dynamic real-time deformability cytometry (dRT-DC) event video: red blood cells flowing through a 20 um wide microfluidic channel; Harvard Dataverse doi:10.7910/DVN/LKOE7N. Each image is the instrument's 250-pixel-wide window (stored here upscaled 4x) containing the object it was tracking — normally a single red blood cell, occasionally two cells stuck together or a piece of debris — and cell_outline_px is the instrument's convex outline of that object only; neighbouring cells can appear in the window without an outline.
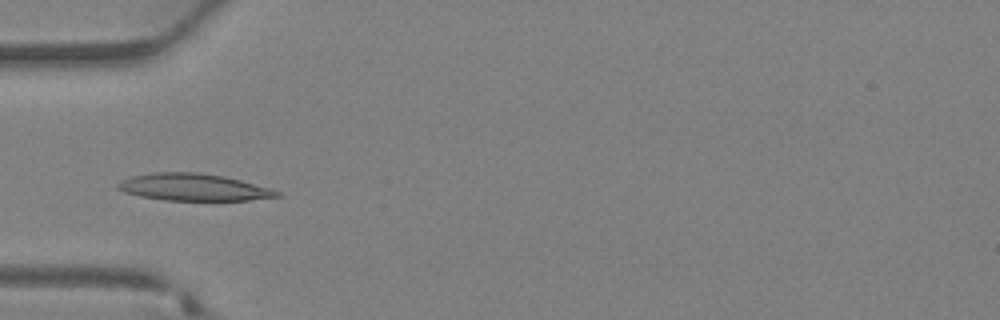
{"species": "Egyptian fruit bat (a non-hibernating species)", "species_latin": "Rousettus aegyptiacus", "temperature_condition": "warm", "stored_images_in_passage": 36, "camera_frame_rate_fps": 3000, "um_per_image_px": 0.085, "animal": {"sex": "female"}, "frame": {"image": 1, "passage_image": 11, "time_ms": 3.333, "image_size_px": [1000, 320], "cell_outline_px": [[280, 196], [248, 200], [164, 200], [140, 196], [124, 192], [116, 188], [116, 184], [132, 176], [156, 172], [200, 172], [224, 176], [272, 188], [280, 192]], "centroid_in_image_um": [16.45, 15.91], "position_along_channel_um": 68.6, "area_um2": 24.97}}
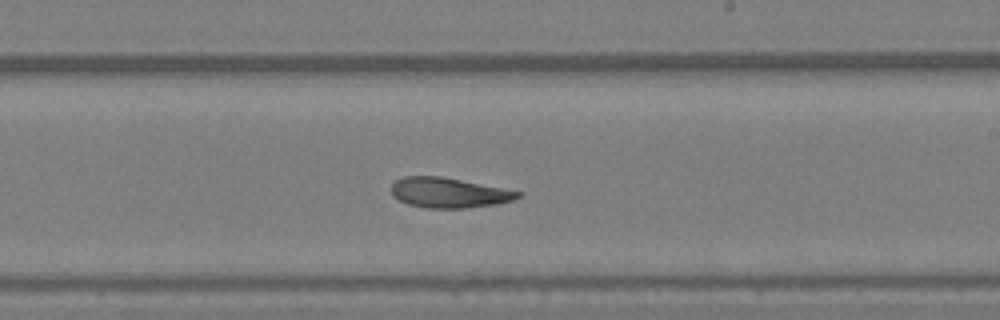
{"frame": {"image": 2, "passage_image": 21, "time_ms": 6.667, "image_size_px": [1000, 320], "cell_outline_px": [[524, 196], [512, 200], [496, 204], [464, 208], [428, 208], [408, 204], [392, 196], [392, 184], [396, 180], [404, 176], [440, 176], [524, 192]], "centroid_in_image_um": [38.17, 16.38], "position_along_channel_um": 250.8, "area_um2": 22.14}}
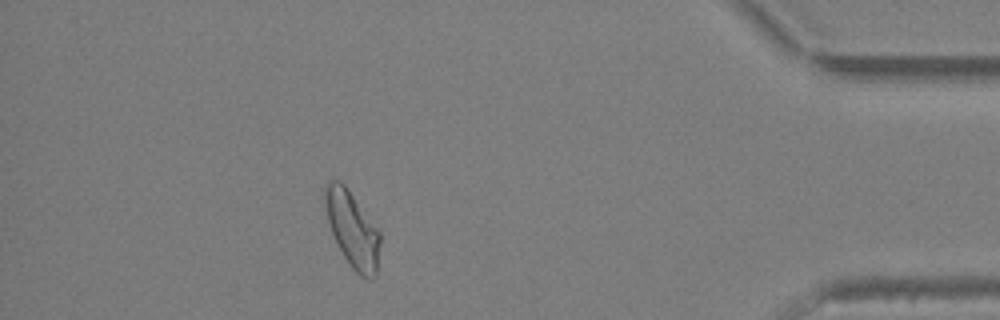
{"frame": {"image": 3, "passage_image": 32, "time_ms": 10.333, "image_size_px": [1000, 320], "cell_outline_px": [[380, 244], [376, 276], [372, 280], [368, 280], [360, 276], [352, 268], [344, 256], [332, 232], [328, 220], [324, 204], [324, 188], [328, 180], [340, 180], [344, 184], [380, 232]], "centroid_in_image_um": [29.96, 19.5], "position_along_channel_um": 405.2, "area_um2": 24.1}}